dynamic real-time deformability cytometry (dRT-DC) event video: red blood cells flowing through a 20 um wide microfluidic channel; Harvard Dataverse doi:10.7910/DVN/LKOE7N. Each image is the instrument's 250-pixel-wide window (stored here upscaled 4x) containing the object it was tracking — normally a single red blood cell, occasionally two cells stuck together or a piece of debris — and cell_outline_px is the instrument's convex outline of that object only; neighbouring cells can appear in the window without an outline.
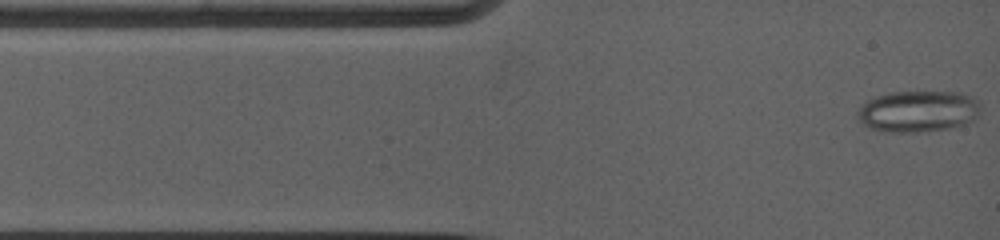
{"species": "common noctule bat (a hibernating species)", "species_latin": "Nyctalus noctula", "temperature_condition": "warm", "stored_images_in_passage": 86, "camera_frame_rate_fps": 5000, "um_per_image_px": 0.085, "animal": {"sex": "female", "body_mass_g": 19.0, "forearm_length_mm": 53.3}, "frame": {"image": 1, "passage_image": 1, "time_ms": 0.0, "image_size_px": [1000, 240], "cell_outline_px": [[980, 104], [960, 124], [944, 128], [916, 132], [892, 132], [876, 128], [868, 124], [856, 112], [856, 108], [860, 104], [880, 96], [900, 92], [940, 92], [968, 96], [976, 100]], "centroid_in_image_um": [77.91, 9.44], "position_along_channel_um": 7.1, "area_um2": 27.46}}
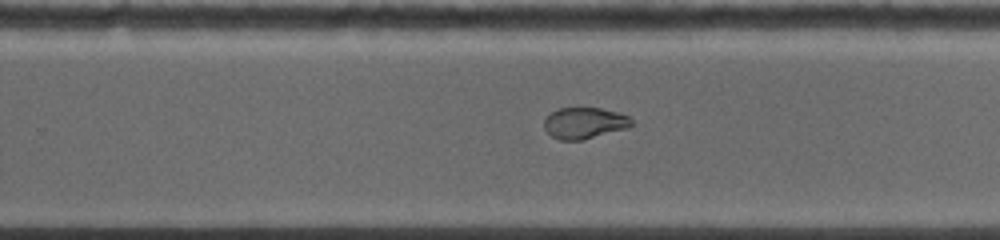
{"frame": {"image": 2, "passage_image": 39, "time_ms": 8.2, "image_size_px": [1000, 240], "cell_outline_px": [[632, 124], [628, 128], [580, 140], [560, 140], [552, 136], [544, 128], [544, 120], [552, 112], [560, 108], [600, 108], [616, 112], [628, 116], [632, 120]], "centroid_in_image_um": [49.67, 10.46], "position_along_channel_um": 280.1, "area_um2": 15.66}}
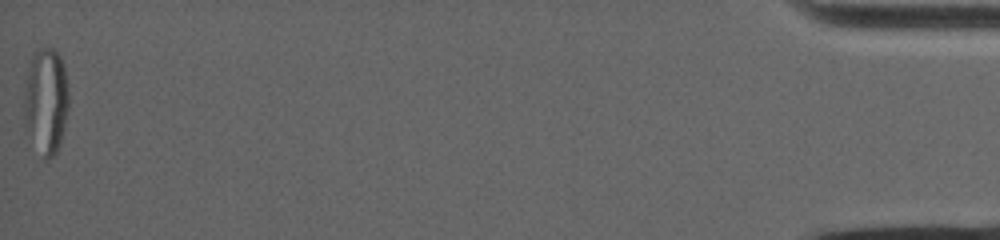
{"frame": {"image": 3, "passage_image": 86, "time_ms": 16.2, "image_size_px": [1000, 240], "cell_outline_px": [[68, 108], [60, 144], [56, 156], [48, 160], [44, 160], [24, 132], [24, 88], [28, 68], [32, 52], [40, 48], [52, 48], [60, 56], [64, 64], [68, 92]], "centroid_in_image_um": [3.88, 8.64], "position_along_channel_um": 431.3, "area_um2": 28.44}, "authors_computed_cell_mechanics": {"area_um2": 21.5016, "velocity_mm_per_s": 3.9004, "shape_relaxation_time_tau1_ms": null, "shape_relaxation_time_tau2_ms": 1.0005, "deformation_change_tau1": null, "deformation_change_tau2": 0.0523}}